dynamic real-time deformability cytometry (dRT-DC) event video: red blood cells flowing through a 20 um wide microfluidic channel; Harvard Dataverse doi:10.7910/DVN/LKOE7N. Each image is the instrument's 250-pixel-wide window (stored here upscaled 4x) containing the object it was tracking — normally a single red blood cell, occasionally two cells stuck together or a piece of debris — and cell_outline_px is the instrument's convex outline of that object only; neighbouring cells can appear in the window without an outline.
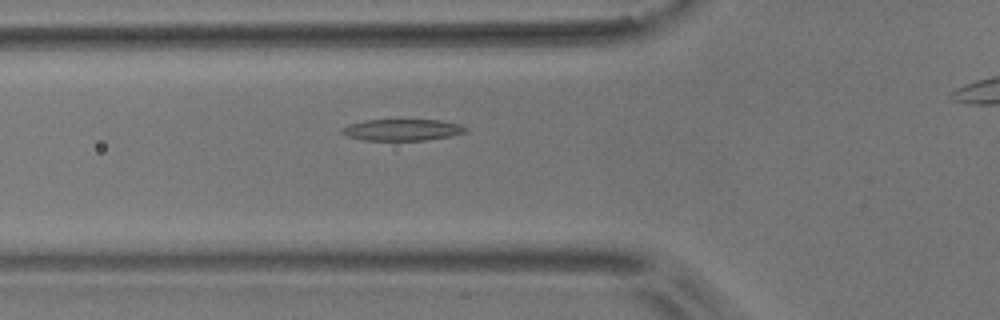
{"species": "common noctule bat (a hibernating species)", "species_latin": "Nyctalus noctula", "temperature_condition": "room temperature", "stored_images_in_passage": 32, "camera_frame_rate_fps": 3000, "um_per_image_px": 0.085, "animal": {"sex": "male", "body_mass_g": 17.9}, "frame": {"image": 1, "passage_image": 3, "time_ms": 0.667, "image_size_px": [1000, 320], "cell_outline_px": [[468, 132], [452, 136], [424, 140], [364, 140], [348, 136], [340, 132], [340, 128], [348, 124], [364, 120], [440, 120], [460, 124], [468, 128]], "centroid_in_image_um": [34.2, 11.03], "position_along_channel_um": 91.6, "area_um2": 15.61}}
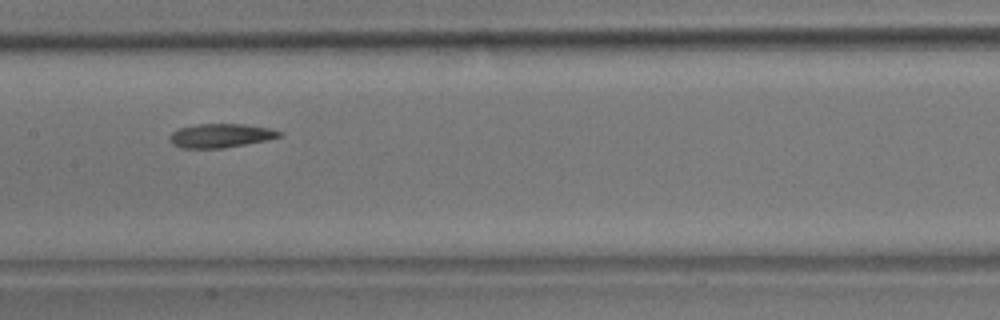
{"frame": {"image": 2, "passage_image": 11, "time_ms": 3.333, "image_size_px": [1000, 320], "cell_outline_px": [[280, 136], [268, 140], [224, 148], [180, 148], [172, 144], [168, 140], [168, 136], [172, 132], [180, 128], [196, 124], [244, 124], [268, 128], [280, 132]], "centroid_in_image_um": [18.69, 11.53], "position_along_channel_um": 188.7, "area_um2": 15.26}}
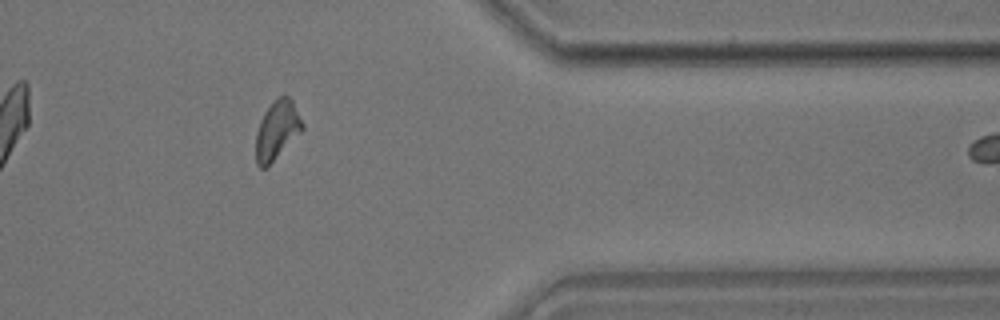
{"frame": {"image": 3, "passage_image": 29, "time_ms": 9.333, "image_size_px": [1000, 320], "cell_outline_px": [[304, 128], [268, 168], [260, 168], [256, 164], [256, 132], [260, 120], [264, 112], [272, 100], [276, 96], [284, 92], [292, 100], [304, 124]], "centroid_in_image_um": [23.54, 11.04], "position_along_channel_um": 387.9, "area_um2": 16.36}}